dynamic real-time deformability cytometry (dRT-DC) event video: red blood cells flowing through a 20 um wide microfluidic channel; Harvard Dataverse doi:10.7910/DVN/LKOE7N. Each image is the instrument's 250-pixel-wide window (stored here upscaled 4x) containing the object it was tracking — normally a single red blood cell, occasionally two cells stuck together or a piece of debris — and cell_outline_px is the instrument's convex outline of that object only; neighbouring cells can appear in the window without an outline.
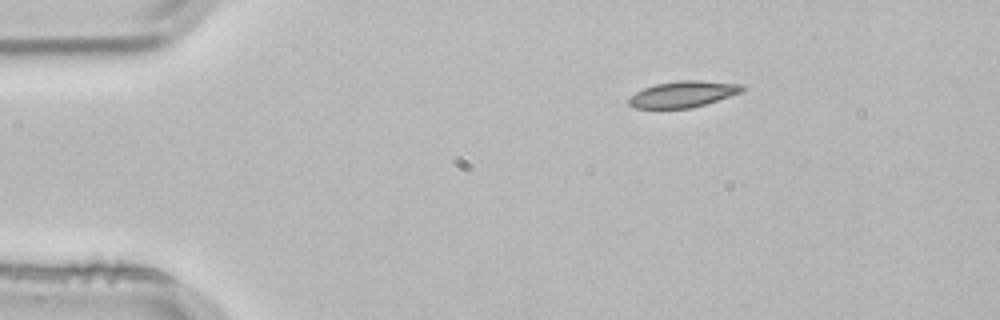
{"species": "common noctule bat (a hibernating species)", "species_latin": "Nyctalus noctula", "temperature_condition": "room temperature", "stored_images_in_passage": 4, "camera_frame_rate_fps": 3000, "um_per_image_px": 0.085, "animal": {"sex": "male", "body_mass_g": 21.5, "forearm_length_mm": 52.0}, "frame": {"image": 1, "passage_image": 4, "time_ms": 1.0, "image_size_px": [1000, 320], "cell_outline_px": [[744, 92], [704, 104], [688, 108], [632, 108], [628, 104], [628, 96], [644, 88], [656, 84], [680, 80], [700, 80], [744, 84]], "centroid_in_image_um": [58.06, 7.99], "position_along_channel_um": 26.9, "area_um2": 17.4}}